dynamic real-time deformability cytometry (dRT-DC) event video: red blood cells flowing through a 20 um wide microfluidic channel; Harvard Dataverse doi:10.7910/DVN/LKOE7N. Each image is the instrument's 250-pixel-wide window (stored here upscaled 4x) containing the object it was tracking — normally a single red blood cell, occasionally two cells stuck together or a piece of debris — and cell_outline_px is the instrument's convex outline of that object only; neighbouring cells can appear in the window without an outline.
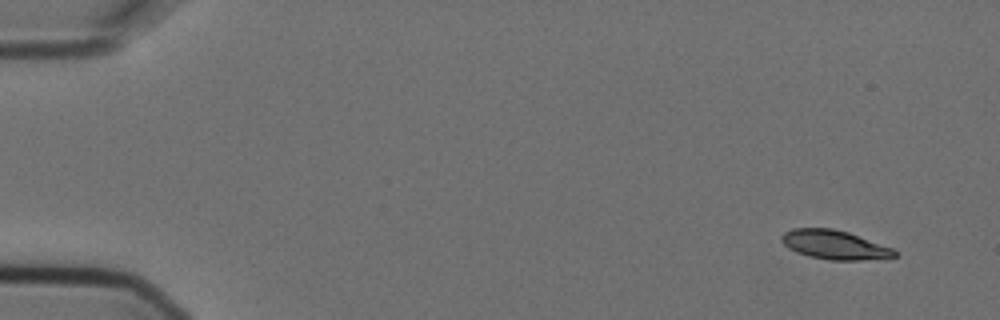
{"species": "Egyptian fruit bat (a non-hibernating species)", "species_latin": "Rousettus aegyptiacus", "temperature_condition": "cold", "stored_images_in_passage": 6, "camera_frame_rate_fps": 3000, "um_per_image_px": 0.085, "animal": {"sex": "female"}, "frame": {"image": 1, "passage_image": 1, "time_ms": 0.0, "image_size_px": [1000, 320], "cell_outline_px": [[900, 256], [860, 260], [828, 260], [808, 256], [796, 252], [788, 248], [780, 240], [780, 236], [784, 232], [792, 228], [832, 228], [848, 232], [892, 248]], "centroid_in_image_um": [70.89, 20.8], "position_along_channel_um": 14.1, "area_um2": 19.13}}
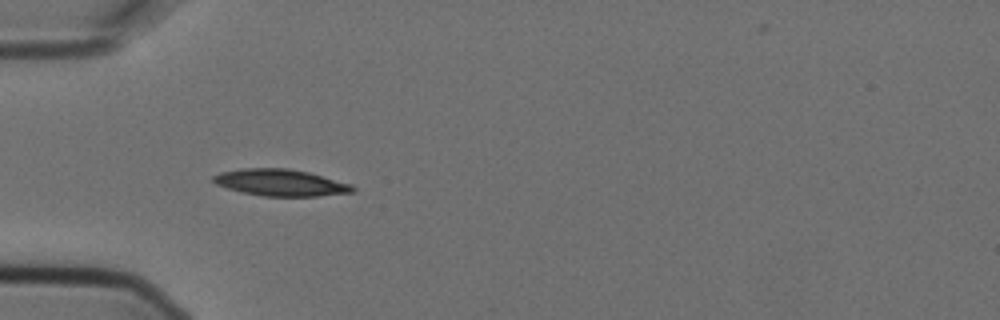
{"frame": {"image": 2, "passage_image": 5, "time_ms": 1.333, "image_size_px": [1000, 320], "cell_outline_px": [[356, 192], [320, 196], [264, 196], [240, 192], [216, 184], [212, 180], [212, 176], [220, 172], [244, 168], [288, 168], [308, 172], [352, 184], [356, 188]], "centroid_in_image_um": [23.87, 15.52], "position_along_channel_um": 61.1, "area_um2": 21.79}}
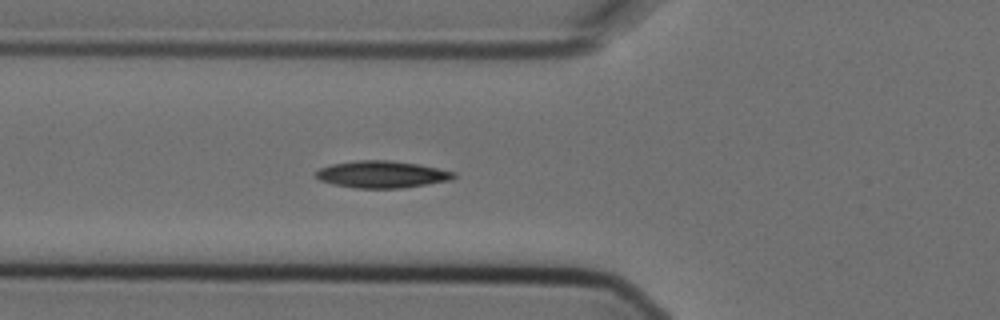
{"frame": {"image": 3, "passage_image": 6, "time_ms": 1.667, "image_size_px": [1000, 320], "cell_outline_px": [[456, 176], [452, 180], [400, 188], [356, 188], [332, 184], [320, 180], [316, 176], [316, 172], [320, 168], [332, 164], [356, 160], [388, 160], [420, 164], [456, 172]], "centroid_in_image_um": [32.48, 14.81], "position_along_channel_um": 93.3, "area_um2": 21.68}}